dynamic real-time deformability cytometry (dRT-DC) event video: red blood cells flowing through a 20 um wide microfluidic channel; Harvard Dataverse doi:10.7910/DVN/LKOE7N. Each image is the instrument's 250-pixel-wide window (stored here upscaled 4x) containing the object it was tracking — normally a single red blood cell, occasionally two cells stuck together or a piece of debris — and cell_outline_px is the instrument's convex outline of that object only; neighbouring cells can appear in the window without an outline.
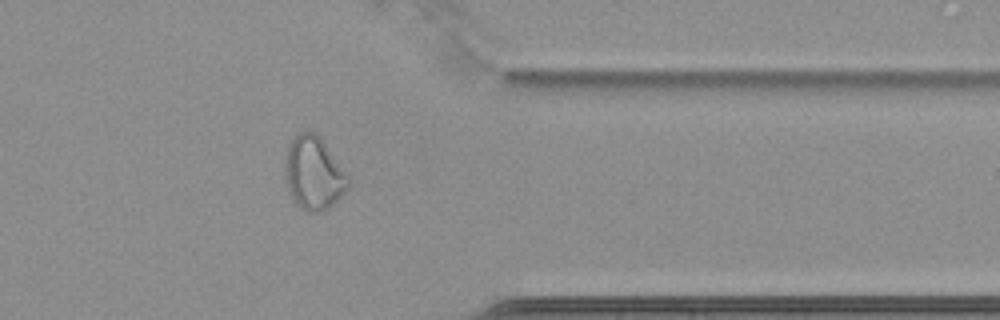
{"species": "common noctule bat (a hibernating species)", "species_latin": "Nyctalus noctula", "temperature_condition": "cold", "stored_images_in_passage": 40, "camera_frame_rate_fps": 3000, "um_per_image_px": 0.085, "animal": {"sex": "female", "body_mass_g": 22.7, "forearm_length_mm": 54.2}, "frame": {"image": 1, "passage_image": 29, "time_ms": 9.333, "image_size_px": [1000, 320], "cell_outline_px": [[352, 184], [328, 208], [320, 212], [308, 212], [300, 208], [292, 200], [288, 192], [284, 180], [284, 164], [288, 148], [292, 140], [300, 132], [316, 132], [320, 136], [352, 180]], "centroid_in_image_um": [26.66, 14.75], "position_along_channel_um": 384.7, "area_um2": 27.28}, "authors_computed_cell_mechanics": {"area_um2": 21.3571, "velocity_mm_per_s": 3.4541, "shape_relaxation_time_tau1_ms": null, "shape_relaxation_time_tau2_ms": 2.2895, "deformation_change_tau1": null, "deformation_change_tau2": 0.0699}}